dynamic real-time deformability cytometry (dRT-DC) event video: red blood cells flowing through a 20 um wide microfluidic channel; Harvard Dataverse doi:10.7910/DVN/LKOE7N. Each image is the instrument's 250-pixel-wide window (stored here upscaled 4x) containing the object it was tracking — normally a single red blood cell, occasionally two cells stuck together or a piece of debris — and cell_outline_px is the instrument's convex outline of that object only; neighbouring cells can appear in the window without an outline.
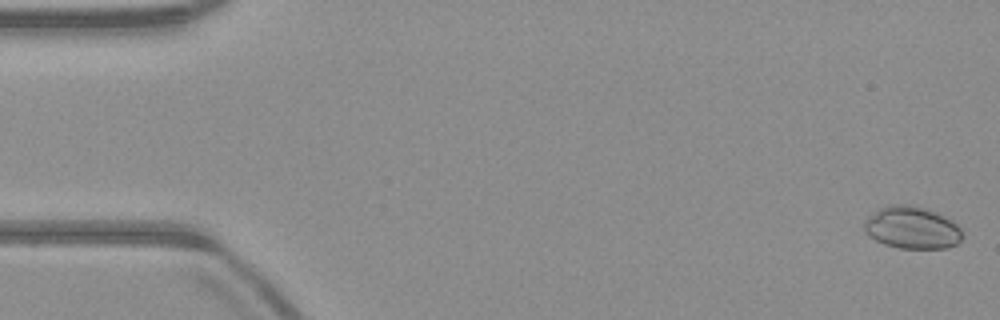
{"species": "common noctule bat (a hibernating species)", "species_latin": "Nyctalus noctula", "temperature_condition": "warm", "stored_images_in_passage": 52, "camera_frame_rate_fps": 3000, "um_per_image_px": 0.085, "animal": {"sex": "male", "body_mass_g": 23.1, "forearm_length_mm": 52.7}, "frame": {"image": 1, "passage_image": 1, "time_ms": 0.0, "image_size_px": [1000, 320], "cell_outline_px": [[964, 236], [956, 244], [948, 248], [900, 248], [884, 244], [868, 236], [864, 232], [864, 220], [868, 216], [880, 208], [888, 204], [908, 204], [924, 208], [936, 212], [952, 220], [960, 228]], "centroid_in_image_um": [77.5, 19.35], "position_along_channel_um": 7.5, "area_um2": 24.33}}
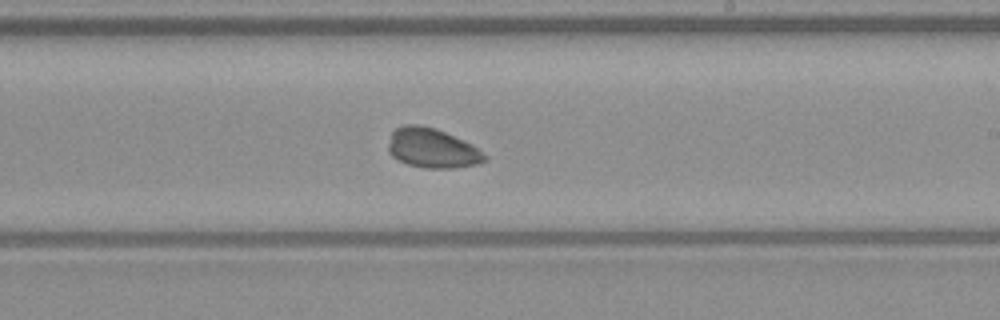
{"frame": {"image": 2, "passage_image": 30, "time_ms": 9.667, "image_size_px": [1000, 320], "cell_outline_px": [[488, 160], [476, 164], [452, 168], [424, 168], [408, 164], [392, 156], [388, 152], [388, 144], [392, 132], [396, 128], [404, 124], [420, 124], [436, 128], [472, 144], [488, 156]], "centroid_in_image_um": [36.74, 12.58], "position_along_channel_um": 252.3, "area_um2": 22.31}}
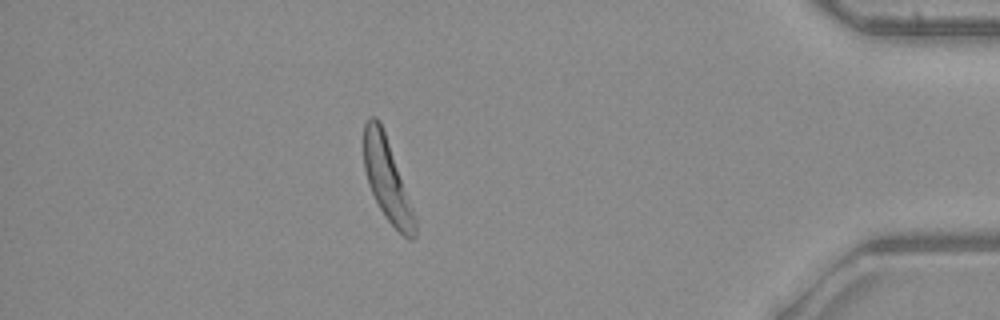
{"frame": {"image": 3, "passage_image": 45, "time_ms": 14.667, "image_size_px": [1000, 320], "cell_outline_px": [[416, 236], [412, 240], [408, 240], [384, 216], [368, 184], [364, 168], [364, 124], [368, 116], [376, 116], [380, 120], [416, 220]], "centroid_in_image_um": [32.87, 15.25], "position_along_channel_um": 402.3, "area_um2": 23.76}, "authors_computed_cell_mechanics": {"area_um2": 23.5535, "velocity_mm_per_s": 4.0025, "shape_relaxation_time_tau1_ms": 2.4939, "shape_relaxation_time_tau2_ms": null, "deformation_change_tau1": 0.1479, "deformation_change_tau2": null}}